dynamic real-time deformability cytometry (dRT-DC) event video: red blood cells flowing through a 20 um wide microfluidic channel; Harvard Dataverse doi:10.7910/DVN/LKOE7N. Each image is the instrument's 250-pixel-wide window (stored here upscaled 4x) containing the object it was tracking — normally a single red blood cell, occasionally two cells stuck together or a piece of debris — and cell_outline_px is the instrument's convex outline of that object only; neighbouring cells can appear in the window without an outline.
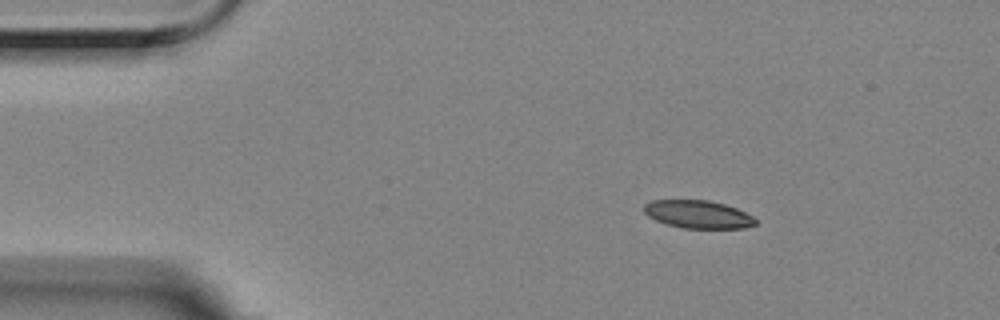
{"species": "Egyptian fruit bat (a non-hibernating species)", "species_latin": "Rousettus aegyptiacus", "temperature_condition": "room temperature", "stored_images_in_passage": 2, "camera_frame_rate_fps": 3000, "um_per_image_px": 0.085, "animal": {"sex": "female"}, "frame": {"image": 1, "passage_image": 1, "time_ms": 0.0, "image_size_px": [1000, 320], "cell_outline_px": [[756, 224], [744, 228], [684, 228], [664, 224], [648, 216], [644, 212], [644, 204], [652, 200], [708, 200], [724, 204], [736, 208], [752, 216], [756, 220]], "centroid_in_image_um": [59.31, 18.22], "position_along_channel_um": 25.7, "area_um2": 18.09}}